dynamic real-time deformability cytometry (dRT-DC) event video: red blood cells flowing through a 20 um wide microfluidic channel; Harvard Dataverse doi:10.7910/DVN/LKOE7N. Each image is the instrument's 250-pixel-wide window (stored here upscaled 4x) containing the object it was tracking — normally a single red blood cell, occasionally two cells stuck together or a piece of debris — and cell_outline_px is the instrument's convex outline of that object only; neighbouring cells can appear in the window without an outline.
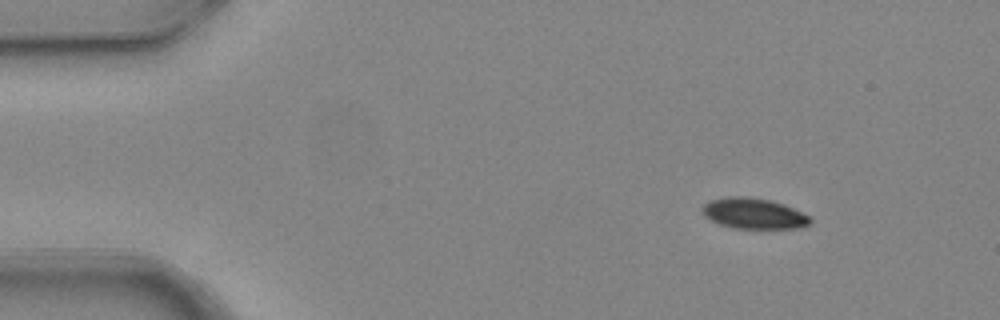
{"species": "common noctule bat (a hibernating species)", "species_latin": "Nyctalus noctula", "temperature_condition": "warm", "stored_images_in_passage": 5, "camera_frame_rate_fps": 3000, "um_per_image_px": 0.085, "animal": {"sex": "female", "body_mass_g": 24.6, "forearm_length_mm": 56.2}, "frame": {"image": 1, "passage_image": 1, "time_ms": 0.0, "image_size_px": [1000, 320], "cell_outline_px": [[812, 220], [808, 224], [800, 228], [736, 228], [720, 224], [704, 216], [700, 212], [700, 208], [708, 200], [728, 196], [744, 196], [772, 200], [784, 204], [808, 216]], "centroid_in_image_um": [64.0, 18.13], "position_along_channel_um": 21.0, "area_um2": 19.31}}
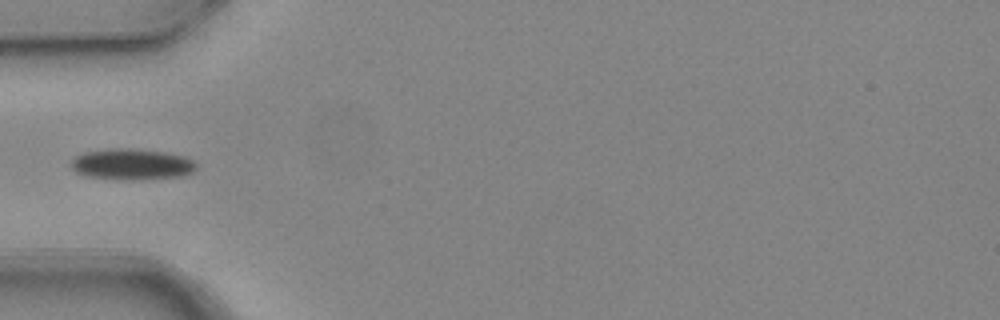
{"frame": {"image": 2, "passage_image": 4, "time_ms": 1.0, "image_size_px": [1000, 320], "cell_outline_px": [[196, 168], [192, 172], [180, 176], [140, 180], [128, 180], [88, 176], [76, 172], [72, 168], [72, 160], [76, 156], [84, 152], [108, 148], [124, 148], [168, 152], [184, 156], [192, 160], [196, 164]], "centroid_in_image_um": [11.21, 13.96], "position_along_channel_um": 73.8, "area_um2": 22.6}}
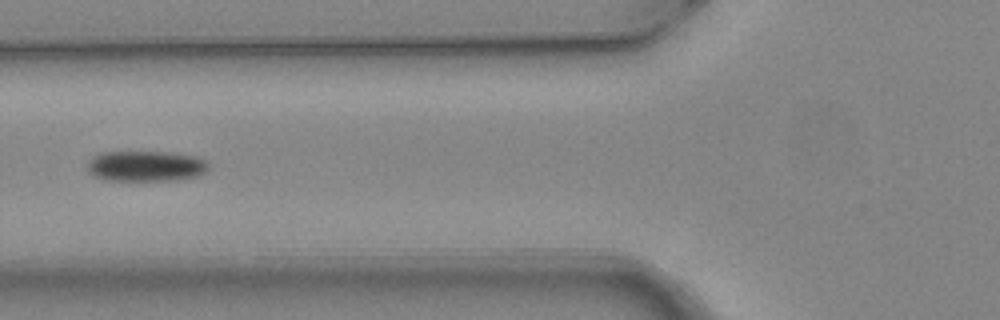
{"frame": {"image": 3, "passage_image": 5, "time_ms": 1.333, "image_size_px": [1000, 320], "cell_outline_px": [[212, 168], [200, 176], [176, 180], [104, 180], [92, 176], [88, 172], [88, 160], [92, 156], [100, 152], [172, 152], [196, 156], [204, 160]], "centroid_in_image_um": [12.41, 14.12], "position_along_channel_um": 113.4, "area_um2": 22.02}}